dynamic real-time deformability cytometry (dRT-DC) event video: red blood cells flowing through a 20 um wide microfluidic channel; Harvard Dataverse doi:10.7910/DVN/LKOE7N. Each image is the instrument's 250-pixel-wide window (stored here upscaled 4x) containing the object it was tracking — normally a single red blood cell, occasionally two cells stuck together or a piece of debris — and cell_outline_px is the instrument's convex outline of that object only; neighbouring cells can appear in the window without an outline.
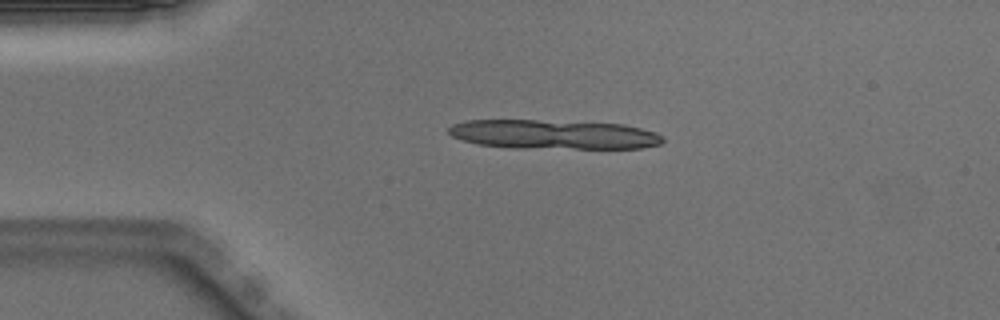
{"species": "Egyptian fruit bat (a non-hibernating species)", "species_latin": "Rousettus aegyptiacus", "temperature_condition": "warm", "stored_images_in_passage": 12, "camera_frame_rate_fps": 3000, "um_per_image_px": 0.085, "animal": {"sex": "male"}, "frame": {"image": 1, "passage_image": 9, "time_ms": 2.667, "image_size_px": [1000, 320], "cell_outline_px": [[664, 140], [660, 144], [640, 148], [512, 148], [476, 144], [452, 136], [448, 132], [448, 128], [452, 124], [464, 120], [536, 120], [624, 124], [656, 132], [664, 136]], "centroid_in_image_um": [47.04, 11.43], "position_along_channel_um": 38.0, "area_um2": 36.65}}